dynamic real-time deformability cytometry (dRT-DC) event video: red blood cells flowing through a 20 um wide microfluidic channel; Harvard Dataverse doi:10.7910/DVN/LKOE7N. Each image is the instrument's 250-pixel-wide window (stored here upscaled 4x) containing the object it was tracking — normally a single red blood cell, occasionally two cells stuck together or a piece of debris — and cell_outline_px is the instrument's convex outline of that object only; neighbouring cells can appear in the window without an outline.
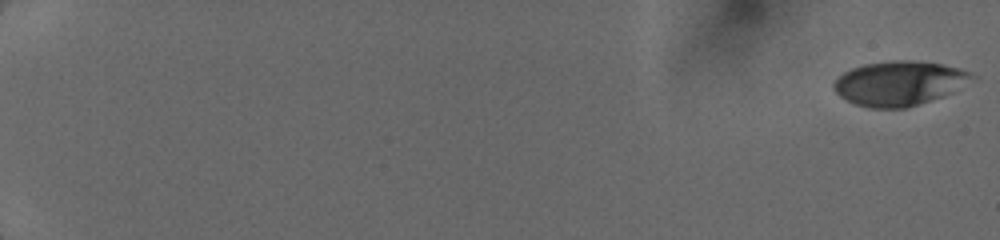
{"species": "human", "species_latin": "Homo sapiens", "temperature_condition": "cold", "stored_images_in_passage": 19, "camera_frame_rate_fps": 3000, "um_per_image_px": 0.085, "donor": {"sex": "female"}, "frame": {"image": 1, "passage_image": 1, "time_ms": 0.0, "image_size_px": [1000, 240], "cell_outline_px": [[980, 76], [944, 96], [904, 108], [872, 108], [856, 104], [840, 96], [832, 88], [832, 84], [844, 72], [852, 68], [864, 64], [892, 60], [912, 60], [944, 64]], "centroid_in_image_um": [76.45, 7.07], "position_along_channel_um": 8.6, "area_um2": 35.66}}